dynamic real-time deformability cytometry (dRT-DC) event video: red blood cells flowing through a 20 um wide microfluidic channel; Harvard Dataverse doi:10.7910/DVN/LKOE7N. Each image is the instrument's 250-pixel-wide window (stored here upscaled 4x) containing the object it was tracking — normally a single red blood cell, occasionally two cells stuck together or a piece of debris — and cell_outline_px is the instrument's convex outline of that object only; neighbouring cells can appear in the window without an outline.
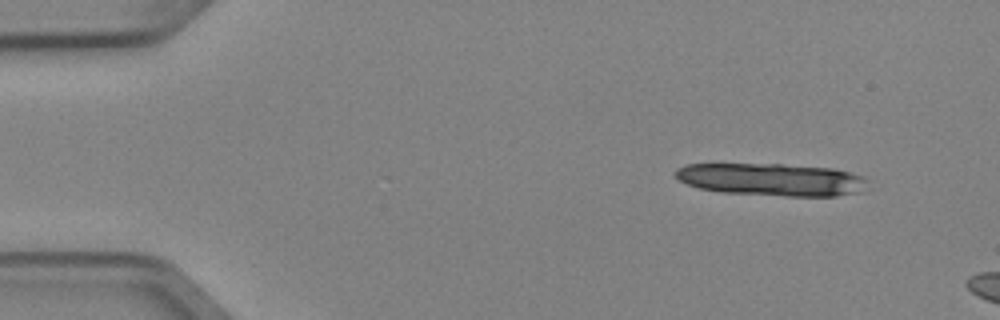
{"species": "Egyptian fruit bat (a non-hibernating species)", "species_latin": "Rousettus aegyptiacus", "temperature_condition": "cold", "stored_images_in_passage": 3, "camera_frame_rate_fps": 3000, "um_per_image_px": 0.085, "animal": {"sex": "female"}, "frame": {"image": 1, "passage_image": 1, "time_ms": 0.0, "image_size_px": [1000, 320], "cell_outline_px": [[872, 188], [868, 192], [836, 196], [784, 196], [720, 192], [700, 188], [688, 184], [680, 180], [676, 176], [676, 168], [688, 164], [780, 164], [832, 168], [864, 176], [868, 180]], "centroid_in_image_um": [65.73, 15.27], "position_along_channel_um": 19.3, "area_um2": 36.93}}